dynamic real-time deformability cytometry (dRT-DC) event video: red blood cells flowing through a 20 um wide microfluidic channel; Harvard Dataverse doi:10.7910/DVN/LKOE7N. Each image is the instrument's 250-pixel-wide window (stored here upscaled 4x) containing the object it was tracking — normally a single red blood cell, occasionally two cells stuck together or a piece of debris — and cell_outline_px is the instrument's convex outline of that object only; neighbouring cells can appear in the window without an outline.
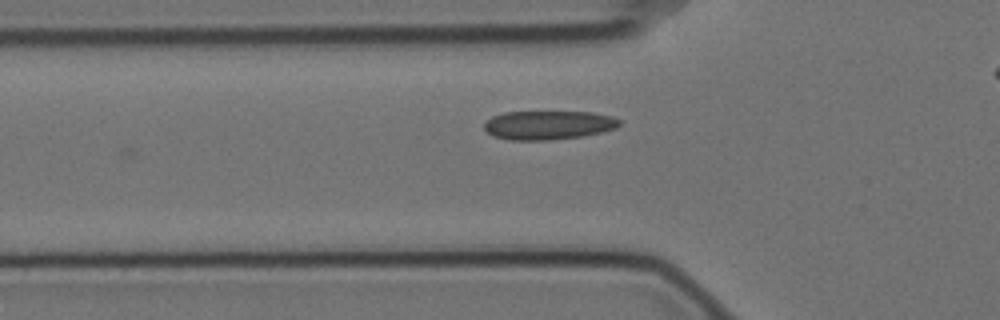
{"species": "Egyptian fruit bat (a non-hibernating species)", "species_latin": "Rousettus aegyptiacus", "temperature_condition": "cold", "stored_images_in_passage": 25, "camera_frame_rate_fps": 3000, "um_per_image_px": 0.085, "animal": {"sex": "female"}, "frame": {"image": 1, "passage_image": 2, "time_ms": 0.333, "image_size_px": [1000, 320], "cell_outline_px": [[620, 124], [616, 128], [600, 132], [580, 136], [552, 140], [508, 140], [492, 136], [484, 128], [484, 124], [492, 116], [504, 112], [588, 112], [612, 116], [620, 120]], "centroid_in_image_um": [46.58, 10.63], "position_along_channel_um": 79.2, "area_um2": 22.66}}
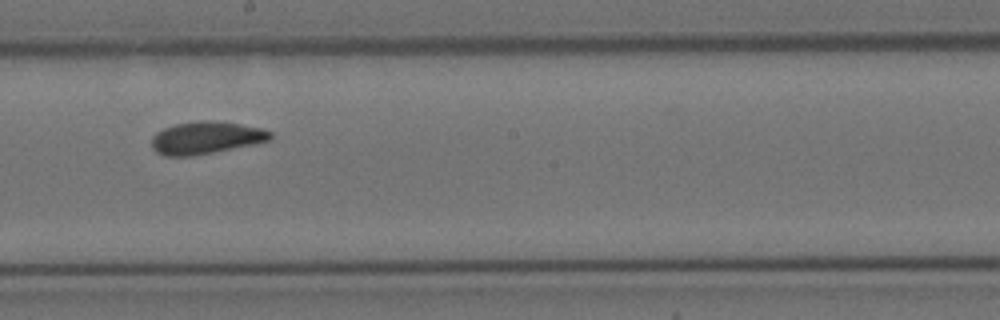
{"frame": {"image": 2, "passage_image": 15, "time_ms": 4.667, "image_size_px": [1000, 320], "cell_outline_px": [[272, 140], [256, 144], [192, 156], [164, 156], [156, 152], [152, 148], [152, 136], [156, 132], [164, 128], [176, 124], [200, 120], [208, 120], [240, 124], [264, 128], [272, 132]], "centroid_in_image_um": [17.53, 11.71], "position_along_channel_um": 230.7, "area_um2": 22.6}}
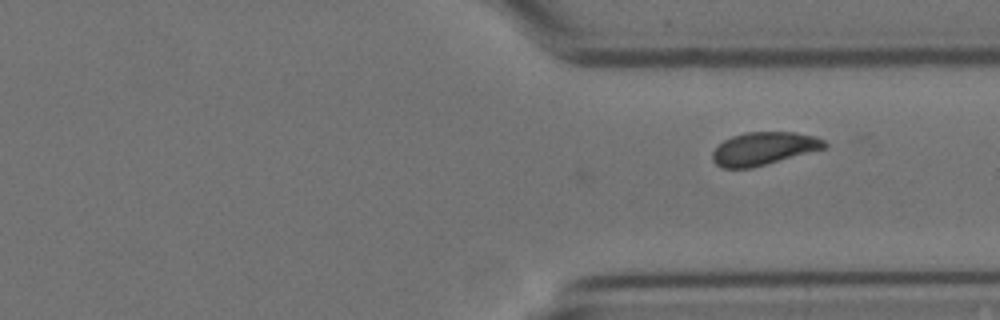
{"frame": {"image": 3, "passage_image": 25, "time_ms": 8.0, "image_size_px": [1000, 320], "cell_outline_px": [[828, 144], [824, 148], [752, 168], [724, 168], [716, 164], [712, 160], [712, 152], [724, 140], [732, 136], [744, 132], [796, 132], [816, 136], [824, 140]], "centroid_in_image_um": [64.91, 12.62], "position_along_channel_um": 346.5, "area_um2": 21.39}}